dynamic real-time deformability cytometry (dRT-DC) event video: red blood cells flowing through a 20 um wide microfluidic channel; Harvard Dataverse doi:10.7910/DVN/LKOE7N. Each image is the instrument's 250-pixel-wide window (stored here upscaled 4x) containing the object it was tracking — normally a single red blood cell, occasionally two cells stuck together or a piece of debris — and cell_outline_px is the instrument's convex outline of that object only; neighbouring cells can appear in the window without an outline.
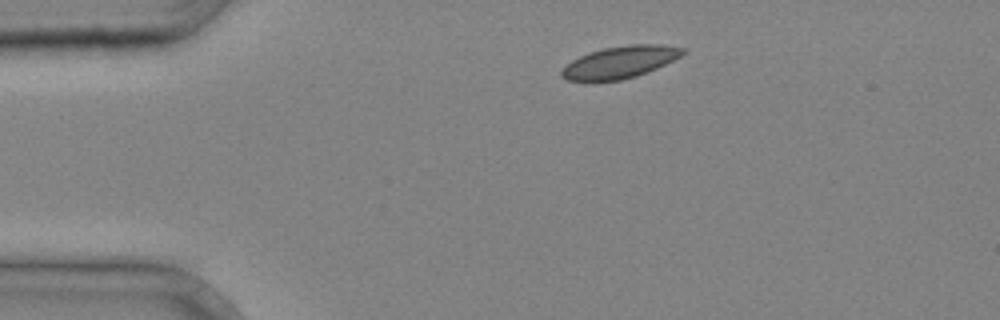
{"species": "common noctule bat (a hibernating species)", "species_latin": "Nyctalus noctula", "temperature_condition": "cold", "stored_images_in_passage": 2, "camera_frame_rate_fps": 3000, "um_per_image_px": 0.085, "animal": {"sex": "male", "body_mass_g": 20.4}, "frame": {"image": 1, "passage_image": 1, "time_ms": 0.0, "image_size_px": [1000, 320], "cell_outline_px": [[688, 48], [680, 56], [648, 72], [636, 76], [620, 80], [568, 80], [560, 76], [560, 72], [572, 60], [588, 52], [604, 48], [628, 44], [660, 44]], "centroid_in_image_um": [52.72, 5.26], "position_along_channel_um": 32.3, "area_um2": 22.37}}